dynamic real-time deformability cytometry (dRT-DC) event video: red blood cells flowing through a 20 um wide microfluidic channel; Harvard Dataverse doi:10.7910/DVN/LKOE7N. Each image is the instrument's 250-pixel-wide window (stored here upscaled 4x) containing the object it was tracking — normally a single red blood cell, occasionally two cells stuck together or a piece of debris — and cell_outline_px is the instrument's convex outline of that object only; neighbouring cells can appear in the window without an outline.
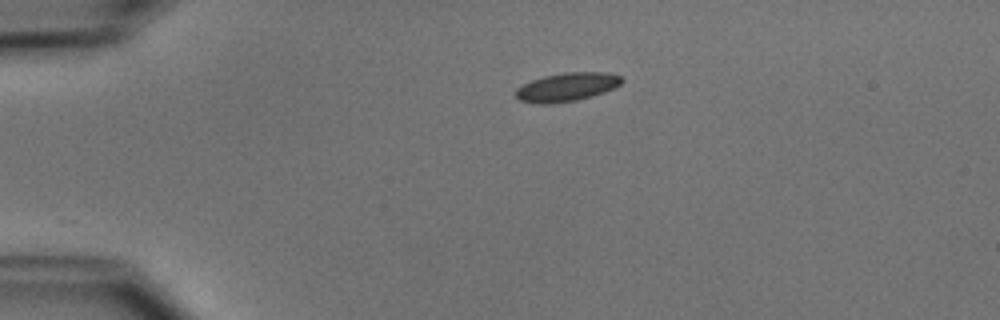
{"species": "common noctule bat (a hibernating species)", "species_latin": "Nyctalus noctula", "temperature_condition": "cold", "stored_images_in_passage": 30, "camera_frame_rate_fps": 3000, "um_per_image_px": 0.085, "animal": {"sex": "male", "body_mass_g": 15.6}, "frame": {"image": 1, "passage_image": 1, "time_ms": 0.0, "image_size_px": [1000, 320], "cell_outline_px": [[624, 80], [620, 84], [604, 92], [592, 96], [576, 100], [552, 104], [540, 104], [520, 100], [516, 96], [516, 88], [532, 80], [544, 76], [564, 72], [608, 72], [620, 76]], "centroid_in_image_um": [48.19, 7.39], "position_along_channel_um": 36.8, "area_um2": 17.57}}
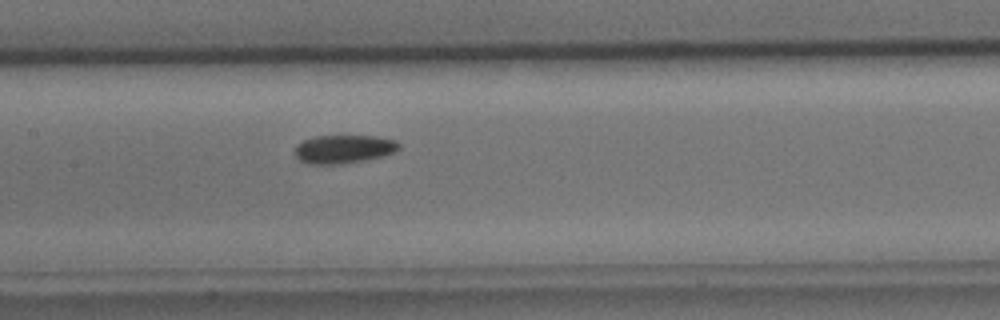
{"frame": {"image": 2, "passage_image": 15, "time_ms": 4.667, "image_size_px": [1000, 320], "cell_outline_px": [[400, 148], [396, 152], [384, 156], [344, 164], [308, 164], [300, 160], [292, 152], [296, 144], [304, 140], [316, 136], [376, 136], [396, 140], [400, 144]], "centroid_in_image_um": [29.21, 12.68], "position_along_channel_um": 178.2, "area_um2": 17.51}}
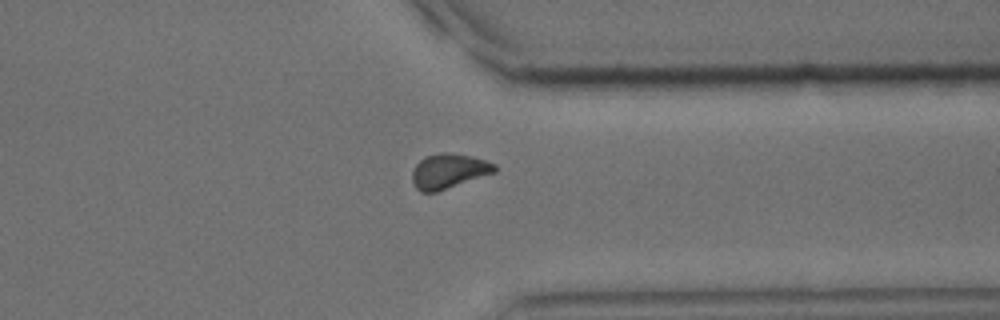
{"frame": {"image": 3, "passage_image": 30, "time_ms": 9.667, "image_size_px": [1000, 320], "cell_outline_px": [[496, 172], [436, 192], [420, 192], [416, 188], [412, 180], [412, 172], [416, 164], [424, 156], [440, 152], [448, 152], [472, 156], [496, 164]], "centroid_in_image_um": [38.13, 14.53], "position_along_channel_um": 373.3, "area_um2": 16.76}, "authors_computed_cell_mechanics": {"area_um2": 17.3689, "velocity_mm_per_s": 3.9165, "shape_relaxation_time_tau1_ms": 2.0206, "shape_relaxation_time_tau2_ms": 5.3534, "deformation_change_tau1": 0.0702, "deformation_change_tau2": 0.1001}}